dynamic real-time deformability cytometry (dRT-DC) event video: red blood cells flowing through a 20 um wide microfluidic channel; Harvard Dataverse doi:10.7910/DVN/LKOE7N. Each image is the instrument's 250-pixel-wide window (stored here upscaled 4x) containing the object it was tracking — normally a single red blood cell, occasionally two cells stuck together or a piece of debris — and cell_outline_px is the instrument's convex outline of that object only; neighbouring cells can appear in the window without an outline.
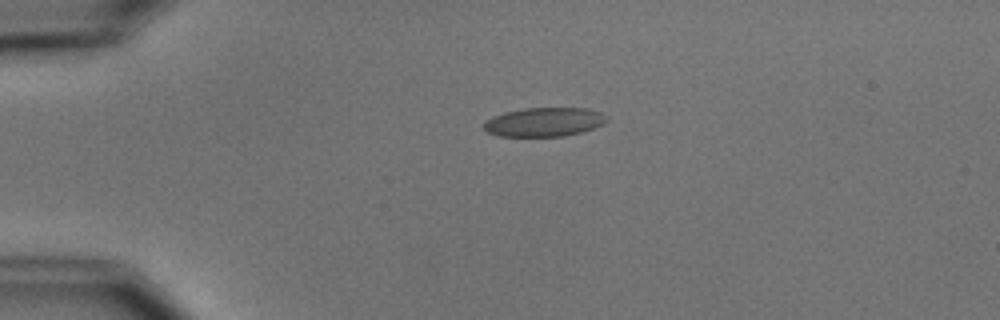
{"species": "common noctule bat (a hibernating species)", "species_latin": "Nyctalus noctula", "temperature_condition": "cold", "stored_images_in_passage": 5, "camera_frame_rate_fps": 3000, "um_per_image_px": 0.085, "animal": {"sex": "male", "body_mass_g": 15.6}, "frame": {"image": 1, "passage_image": 3, "time_ms": 3.333, "image_size_px": [1000, 320], "cell_outline_px": [[608, 120], [604, 124], [580, 132], [564, 136], [500, 136], [488, 132], [484, 128], [484, 124], [492, 116], [504, 112], [524, 108], [588, 108], [600, 112], [608, 116]], "centroid_in_image_um": [46.28, 10.36], "position_along_channel_um": 38.7, "area_um2": 20.69}}